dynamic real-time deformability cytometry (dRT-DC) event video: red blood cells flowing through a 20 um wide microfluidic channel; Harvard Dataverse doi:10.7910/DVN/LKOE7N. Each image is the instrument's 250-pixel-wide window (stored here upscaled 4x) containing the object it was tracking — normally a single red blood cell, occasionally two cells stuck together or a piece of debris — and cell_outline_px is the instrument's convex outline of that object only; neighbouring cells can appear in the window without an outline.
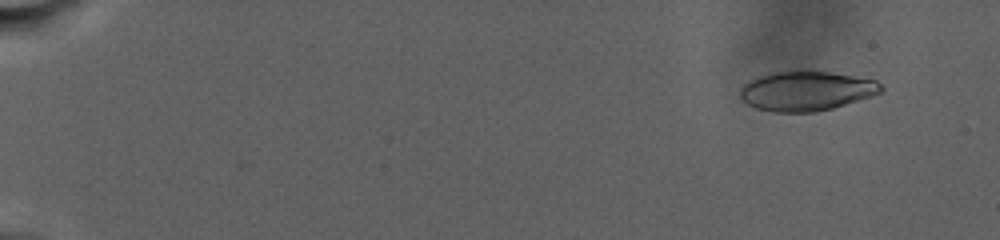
{"species": "human", "species_latin": "Homo sapiens", "temperature_condition": "warm", "stored_images_in_passage": 84, "camera_frame_rate_fps": 3000, "um_per_image_px": 0.085, "donor": {"sex": "male"}, "frame": {"image": 1, "passage_image": 11, "time_ms": 2.667, "image_size_px": [1000, 240], "cell_outline_px": [[884, 88], [880, 92], [872, 96], [832, 108], [816, 112], [772, 112], [756, 108], [740, 100], [740, 88], [748, 80], [756, 76], [772, 72], [800, 68], [828, 72], [876, 80]], "centroid_in_image_um": [68.47, 7.7], "position_along_channel_um": 16.5, "area_um2": 33.12}}
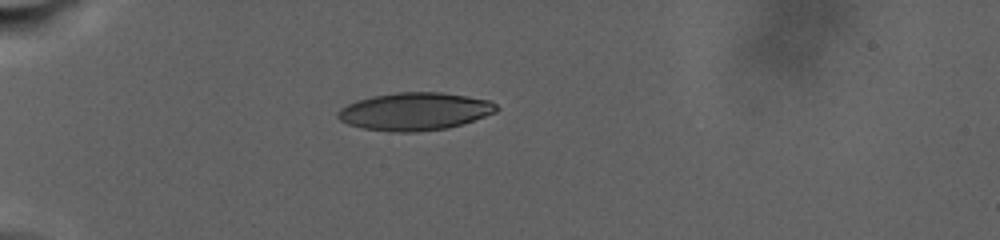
{"frame": {"image": 2, "passage_image": 58, "time_ms": 10.333, "image_size_px": [1000, 240], "cell_outline_px": [[500, 108], [496, 112], [448, 128], [416, 132], [392, 132], [364, 128], [348, 124], [340, 120], [336, 116], [336, 112], [340, 108], [356, 100], [372, 96], [396, 92], [440, 92], [488, 100], [496, 104]], "centroid_in_image_um": [35.21, 9.47], "position_along_channel_um": 49.8, "area_um2": 34.74}}
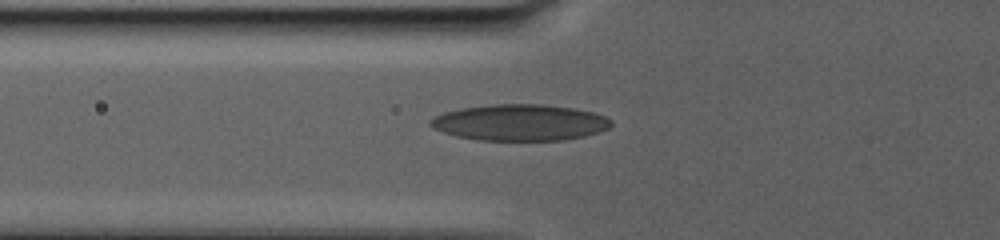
{"frame": {"image": 3, "passage_image": 73, "time_ms": 13.333, "image_size_px": [1000, 240], "cell_outline_px": [[612, 124], [608, 128], [584, 136], [564, 140], [476, 140], [456, 136], [432, 128], [428, 124], [428, 120], [444, 112], [460, 108], [492, 104], [544, 104], [572, 108], [592, 112], [604, 116], [612, 120]], "centroid_in_image_um": [44.15, 10.41], "position_along_channel_um": 81.7, "area_um2": 38.21}}